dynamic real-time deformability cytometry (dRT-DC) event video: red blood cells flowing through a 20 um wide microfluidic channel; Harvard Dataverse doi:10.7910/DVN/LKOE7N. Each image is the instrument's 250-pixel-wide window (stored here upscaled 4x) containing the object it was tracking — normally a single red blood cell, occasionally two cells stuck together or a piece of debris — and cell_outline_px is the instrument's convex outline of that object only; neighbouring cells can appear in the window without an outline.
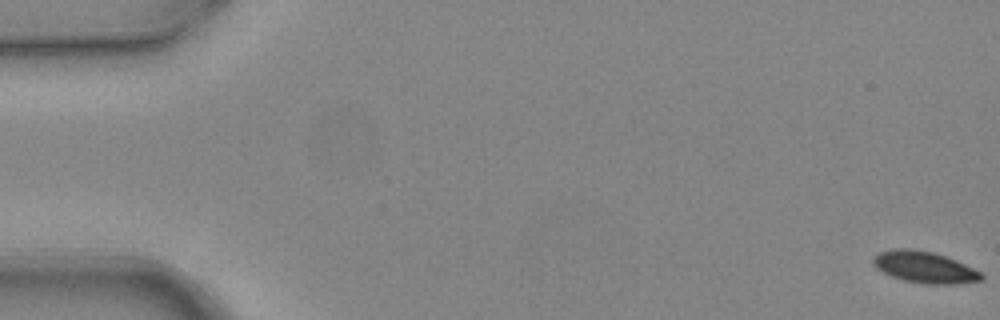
{"species": "common noctule bat (a hibernating species)", "species_latin": "Nyctalus noctula", "temperature_condition": "warm", "stored_images_in_passage": 5, "segment_of_instrument_passage": [2, 2], "camera_frame_rate_fps": 3000, "um_per_image_px": 0.085, "animal": {"sex": "female", "body_mass_g": 24.6, "forearm_length_mm": 56.2}, "frame": {"image": 1, "passage_image": 5, "time_ms": 1.333, "image_size_px": [1000, 320], "cell_outline_px": [[984, 280], [960, 284], [924, 284], [904, 280], [892, 276], [876, 268], [872, 264], [872, 256], [880, 252], [892, 248], [912, 248], [932, 252], [956, 260], [980, 272], [984, 276]], "centroid_in_image_um": [78.57, 22.71], "position_along_channel_um": 6.4, "area_um2": 20.0}}